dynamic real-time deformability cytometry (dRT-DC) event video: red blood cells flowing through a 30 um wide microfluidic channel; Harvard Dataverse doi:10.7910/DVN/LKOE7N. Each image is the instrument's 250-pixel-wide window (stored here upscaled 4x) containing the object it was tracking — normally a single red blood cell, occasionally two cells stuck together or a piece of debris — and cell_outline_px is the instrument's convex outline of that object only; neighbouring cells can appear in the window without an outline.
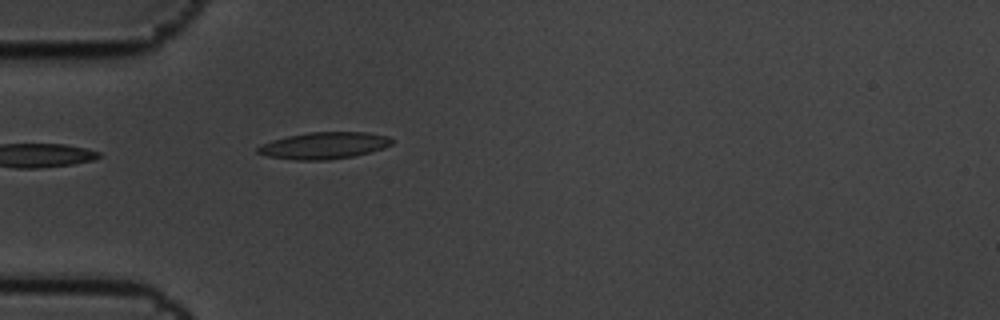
{"species": "common noctule bat (a hibernating species)", "species_latin": "Nyctalus noctula", "temperature_condition": "cold", "stored_images_in_passage": 4, "camera_frame_rate_fps": 3000, "um_per_image_px": 0.085, "animal": {"sex": "male", "body_mass_g": 19.5, "forearm_length_mm": 54.6}, "frame": {"image": 1, "passage_image": 4, "time_ms": 1.0, "image_size_px": [1000, 320], "cell_outline_px": [[392, 144], [384, 148], [352, 156], [328, 160], [296, 160], [268, 156], [256, 152], [256, 148], [260, 144], [272, 140], [288, 136], [308, 132], [364, 132], [388, 136], [392, 140]], "centroid_in_image_um": [27.51, 12.37], "position_along_channel_um": 57.5, "area_um2": 20.81}}